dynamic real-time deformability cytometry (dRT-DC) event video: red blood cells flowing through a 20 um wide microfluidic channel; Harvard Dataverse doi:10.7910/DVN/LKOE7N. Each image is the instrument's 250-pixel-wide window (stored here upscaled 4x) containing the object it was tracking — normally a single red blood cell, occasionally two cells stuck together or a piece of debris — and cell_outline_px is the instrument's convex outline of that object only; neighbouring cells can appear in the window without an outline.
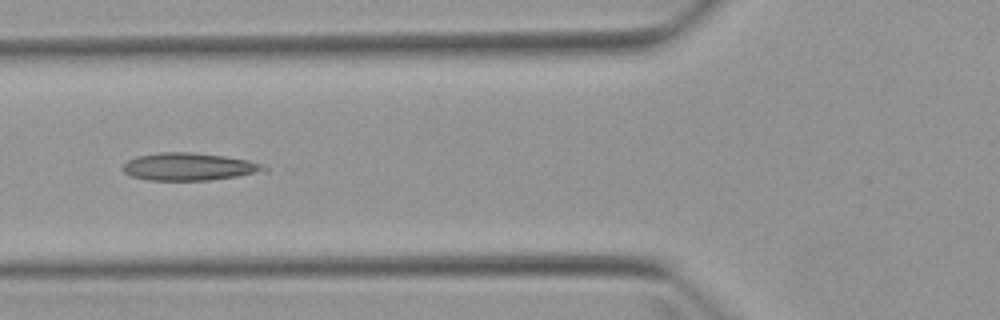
{"species": "Egyptian fruit bat (a non-hibernating species)", "species_latin": "Rousettus aegyptiacus", "temperature_condition": "warm", "stored_images_in_passage": 5, "camera_frame_rate_fps": 3000, "um_per_image_px": 0.085, "animal": {"sex": "female"}, "frame": {"image": 1, "passage_image": 5, "time_ms": 5.667, "image_size_px": [1000, 320], "cell_outline_px": [[268, 172], [208, 180], [148, 180], [132, 176], [124, 172], [120, 168], [128, 160], [136, 156], [160, 152], [192, 152], [224, 156], [248, 160], [260, 164], [268, 168]], "centroid_in_image_um": [16.07, 14.17], "position_along_channel_um": 109.7, "area_um2": 22.77}}